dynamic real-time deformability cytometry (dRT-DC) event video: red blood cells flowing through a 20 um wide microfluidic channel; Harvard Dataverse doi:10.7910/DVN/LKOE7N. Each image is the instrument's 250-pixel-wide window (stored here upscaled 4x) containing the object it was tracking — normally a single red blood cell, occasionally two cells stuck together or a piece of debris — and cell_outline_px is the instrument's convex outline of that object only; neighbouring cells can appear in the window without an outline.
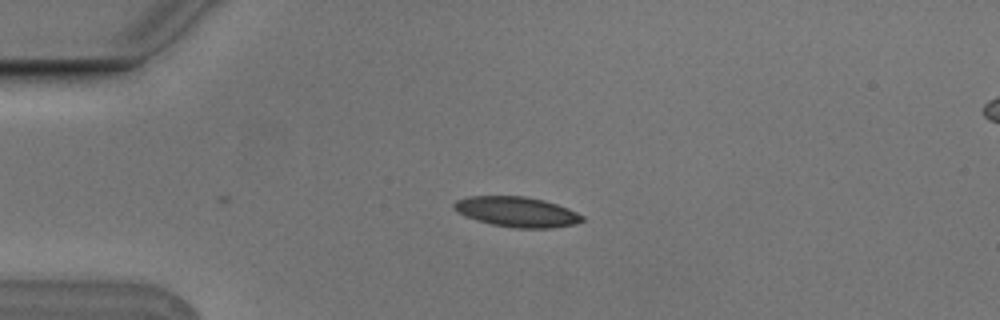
{"species": "Egyptian fruit bat (a non-hibernating species)", "species_latin": "Rousettus aegyptiacus", "temperature_condition": "cold", "stored_images_in_passage": 6, "camera_frame_rate_fps": 3000, "um_per_image_px": 0.085, "animal": {"sex": "male"}, "frame": {"image": 1, "passage_image": 1, "time_ms": 0.0, "image_size_px": [1000, 320], "cell_outline_px": [[584, 220], [576, 224], [552, 228], [512, 228], [492, 224], [476, 220], [464, 216], [456, 212], [452, 208], [452, 204], [456, 200], [468, 196], [524, 196], [544, 200], [568, 208], [584, 216]], "centroid_in_image_um": [43.9, 18.01], "position_along_channel_um": 41.1, "area_um2": 22.77}}
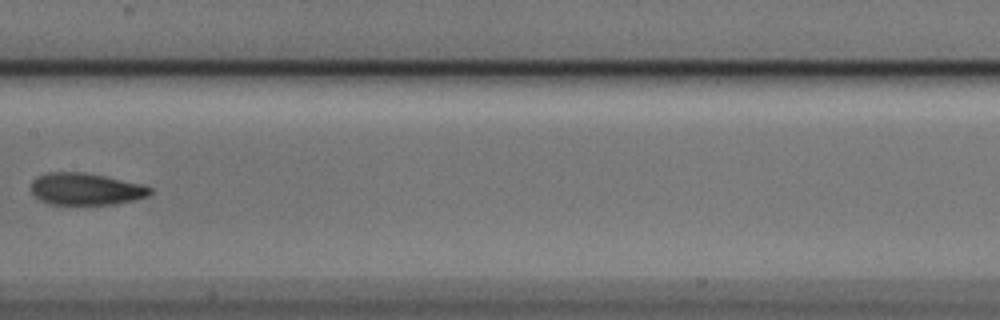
{"frame": {"image": 2, "passage_image": 5, "time_ms": 1.333, "image_size_px": [1000, 320], "cell_outline_px": [[152, 192], [148, 196], [136, 200], [112, 204], [48, 204], [40, 200], [32, 192], [32, 180], [36, 176], [48, 172], [84, 172], [144, 184], [152, 188]], "centroid_in_image_um": [7.31, 16.06], "position_along_channel_um": 200.1, "area_um2": 22.25}}
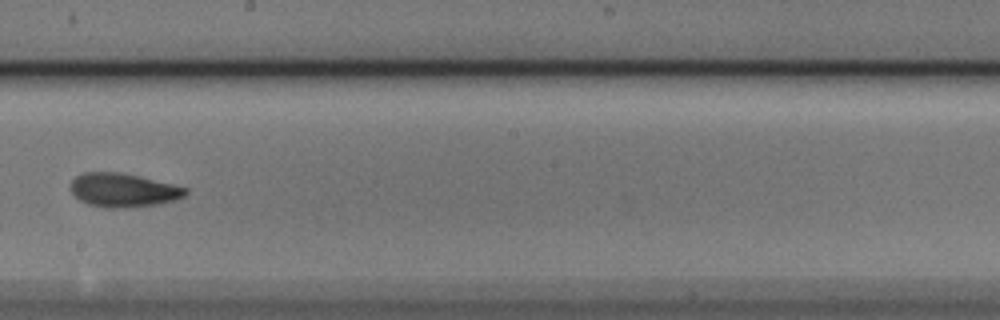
{"frame": {"image": 3, "passage_image": 6, "time_ms": 1.667, "image_size_px": [1000, 320], "cell_outline_px": [[188, 192], [184, 196], [176, 200], [156, 204], [120, 208], [108, 208], [88, 204], [80, 200], [72, 192], [72, 180], [76, 176], [84, 172], [120, 172], [140, 176], [176, 184], [188, 188]], "centroid_in_image_um": [10.52, 16.15], "position_along_channel_um": 237.7, "area_um2": 22.6}}